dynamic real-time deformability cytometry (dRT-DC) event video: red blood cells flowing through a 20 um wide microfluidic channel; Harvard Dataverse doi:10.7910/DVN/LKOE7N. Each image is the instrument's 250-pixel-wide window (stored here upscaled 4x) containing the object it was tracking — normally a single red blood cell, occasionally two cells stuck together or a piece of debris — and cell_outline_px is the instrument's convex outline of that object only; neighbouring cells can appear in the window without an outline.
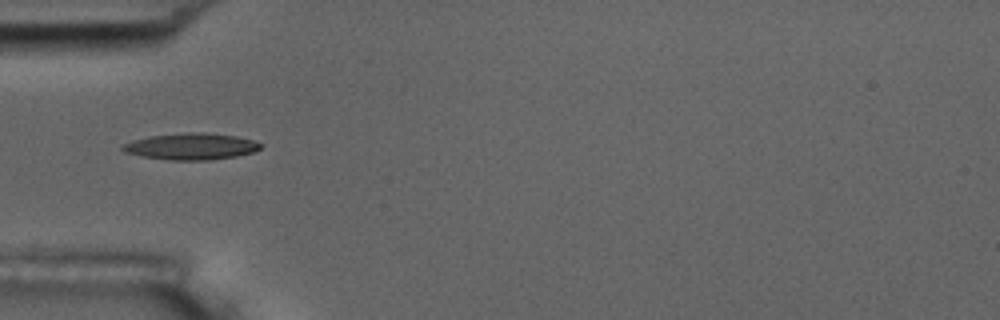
{"species": "common noctule bat (a hibernating species)", "species_latin": "Nyctalus noctula", "temperature_condition": "room temperature", "stored_images_in_passage": 2, "camera_frame_rate_fps": 3000, "um_per_image_px": 0.085, "animal": {"sex": "male", "body_mass_g": 17.5, "forearm_length_mm": 52.3}, "frame": {"image": 1, "passage_image": 1, "time_ms": 0.0, "image_size_px": [1000, 320], "cell_outline_px": [[260, 148], [252, 152], [236, 156], [212, 160], [168, 160], [144, 156], [124, 152], [120, 148], [120, 144], [132, 140], [148, 136], [196, 132], [204, 132], [236, 136], [252, 140], [260, 144]], "centroid_in_image_um": [16.19, 12.45], "position_along_channel_um": 68.8, "area_um2": 21.21}}